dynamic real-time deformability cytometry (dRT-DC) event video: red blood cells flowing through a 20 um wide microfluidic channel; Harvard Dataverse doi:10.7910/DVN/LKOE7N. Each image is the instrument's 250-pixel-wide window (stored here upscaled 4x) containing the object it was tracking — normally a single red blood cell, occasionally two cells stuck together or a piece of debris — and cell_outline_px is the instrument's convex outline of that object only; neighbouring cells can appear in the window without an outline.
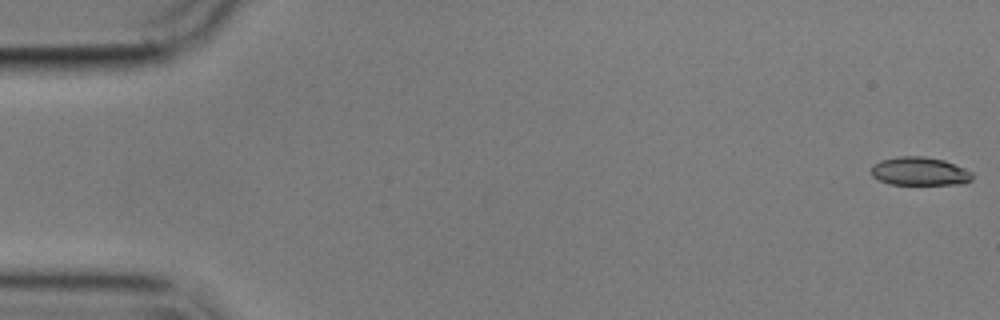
{"species": "common noctule bat (a hibernating species)", "species_latin": "Nyctalus noctula", "temperature_condition": "cold", "stored_images_in_passage": 4, "camera_frame_rate_fps": 3000, "um_per_image_px": 0.085, "animal": {"sex": "male", "body_mass_g": 17.9}, "frame": {"image": 1, "passage_image": 1, "time_ms": 0.0, "image_size_px": [1000, 320], "cell_outline_px": [[972, 180], [964, 184], [888, 184], [872, 176], [872, 164], [880, 160], [900, 156], [924, 156], [944, 160], [972, 172]], "centroid_in_image_um": [78.16, 14.56], "position_along_channel_um": 6.8, "area_um2": 16.7}}
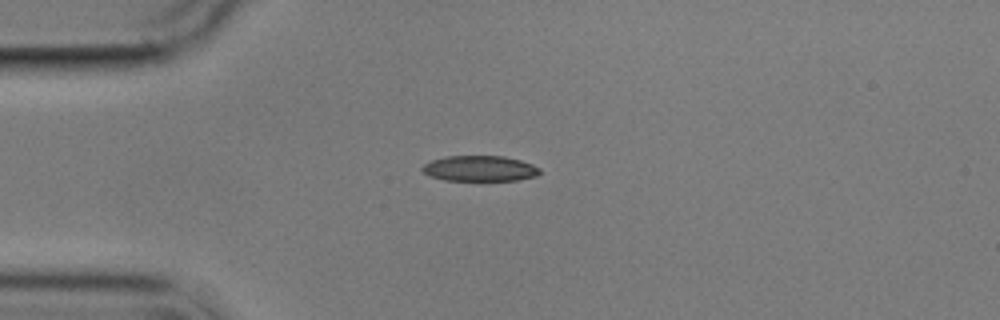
{"frame": {"image": 2, "passage_image": 4, "time_ms": 4.333, "image_size_px": [1000, 320], "cell_outline_px": [[540, 172], [536, 176], [516, 180], [480, 184], [444, 180], [428, 176], [420, 168], [424, 164], [432, 160], [444, 156], [504, 156], [520, 160], [532, 164], [540, 168]], "centroid_in_image_um": [40.76, 14.38], "position_along_channel_um": 44.2, "area_um2": 18.55}}